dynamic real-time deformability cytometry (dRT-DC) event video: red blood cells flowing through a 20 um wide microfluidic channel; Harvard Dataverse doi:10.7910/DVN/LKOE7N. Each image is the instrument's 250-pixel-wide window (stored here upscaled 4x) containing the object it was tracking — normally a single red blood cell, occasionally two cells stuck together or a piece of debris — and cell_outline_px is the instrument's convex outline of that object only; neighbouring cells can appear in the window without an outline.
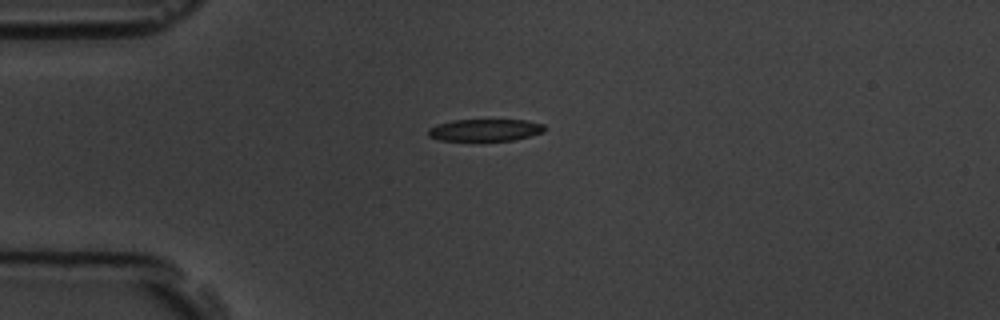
{"species": "common noctule bat (a hibernating species)", "species_latin": "Nyctalus noctula", "temperature_condition": "room temperature", "stored_images_in_passage": 44, "camera_frame_rate_fps": 3000, "um_per_image_px": 0.085, "animal": {"sex": "male", "body_mass_g": 19.5, "forearm_length_mm": 54.6}, "frame": {"image": 1, "passage_image": 1, "time_ms": 0.0, "image_size_px": [1000, 320], "cell_outline_px": [[544, 132], [512, 140], [440, 140], [428, 136], [428, 128], [436, 124], [452, 120], [524, 120], [544, 124]], "centroid_in_image_um": [41.19, 11.04], "position_along_channel_um": 43.8, "area_um2": 14.8}}
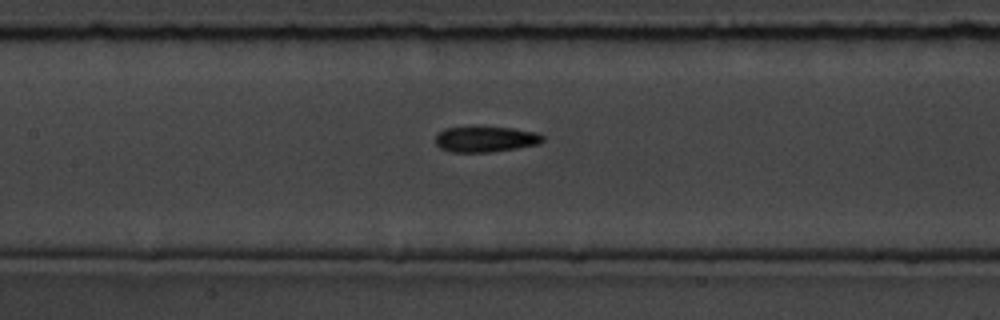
{"frame": {"image": 2, "passage_image": 13, "time_ms": 4.0, "image_size_px": [1000, 320], "cell_outline_px": [[544, 140], [540, 144], [492, 152], [452, 152], [440, 148], [436, 144], [436, 136], [444, 128], [512, 128], [536, 132], [544, 136]], "centroid_in_image_um": [41.31, 11.85], "position_along_channel_um": 166.1, "area_um2": 15.78}}
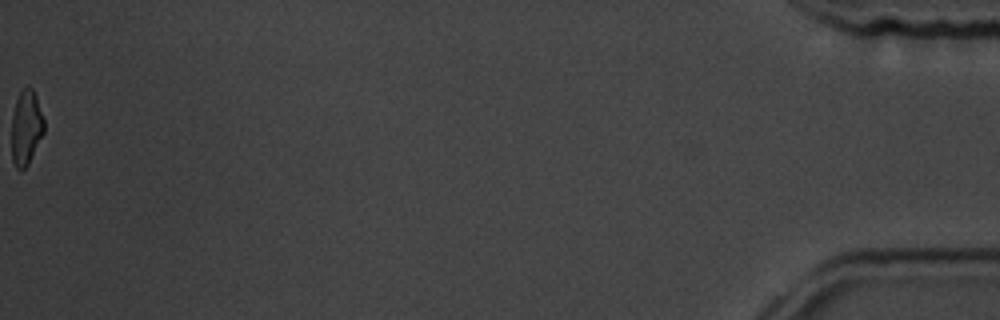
{"frame": {"image": 3, "passage_image": 44, "time_ms": 14.333, "image_size_px": [1000, 320], "cell_outline_px": [[44, 132], [28, 164], [20, 172], [16, 168], [12, 160], [12, 112], [16, 100], [20, 92], [28, 84], [32, 88], [36, 96], [44, 120]], "centroid_in_image_um": [2.21, 10.84], "position_along_channel_um": 433.0, "area_um2": 14.16}, "authors_computed_cell_mechanics": {"area_um2": 15.8661, "velocity_mm_per_s": 3.5862, "shape_relaxation_time_tau1_ms": 3.8543, "shape_relaxation_time_tau2_ms": 6.4167, "deformation_change_tau1": 0.1034, "deformation_change_tau2": 0.1445}}